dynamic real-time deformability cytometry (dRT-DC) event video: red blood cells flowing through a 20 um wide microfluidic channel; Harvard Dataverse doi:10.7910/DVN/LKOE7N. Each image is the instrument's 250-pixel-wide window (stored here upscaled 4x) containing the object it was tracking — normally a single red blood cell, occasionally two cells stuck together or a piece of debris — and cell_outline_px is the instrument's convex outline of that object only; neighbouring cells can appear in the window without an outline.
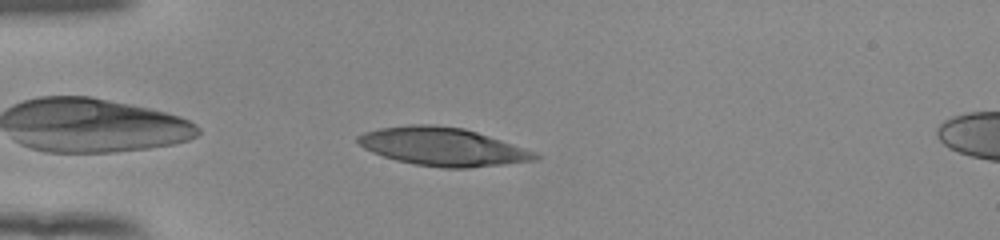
{"species": "human", "species_latin": "Homo sapiens", "temperature_condition": "room temperature", "stored_images_in_passage": 25, "camera_frame_rate_fps": 3000, "um_per_image_px": 0.085, "donor": {"sex": "female"}, "frame": {"image": 1, "passage_image": 3, "time_ms": 0.667, "image_size_px": [1000, 240], "cell_outline_px": [[540, 156], [536, 160], [504, 164], [468, 168], [440, 168], [416, 164], [396, 160], [372, 152], [364, 148], [356, 140], [356, 136], [364, 132], [380, 128], [408, 124], [432, 124], [464, 128], [536, 152]], "centroid_in_image_um": [37.59, 12.47], "position_along_channel_um": 47.4, "area_um2": 39.25}}
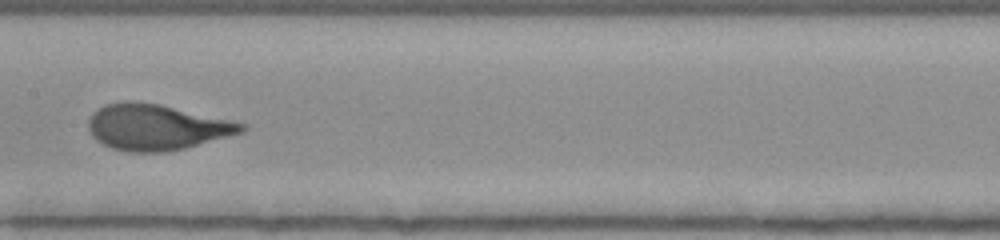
{"frame": {"image": 2, "passage_image": 16, "time_ms": 5.0, "image_size_px": [1000, 240], "cell_outline_px": [[248, 128], [244, 132], [184, 148], [164, 152], [128, 152], [112, 148], [96, 140], [92, 136], [88, 128], [88, 120], [92, 112], [104, 104], [120, 100], [128, 100], [160, 104], [232, 120], [248, 124]], "centroid_in_image_um": [13.29, 10.79], "position_along_channel_um": 194.1, "area_um2": 41.21}}
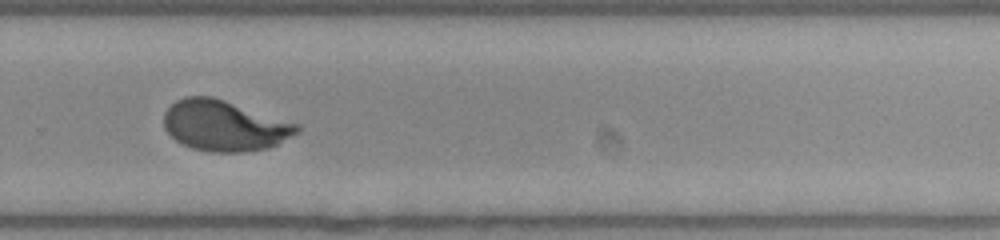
{"frame": {"image": 3, "passage_image": 25, "time_ms": 8.0, "image_size_px": [1000, 240], "cell_outline_px": [[300, 132], [268, 148], [244, 152], [208, 152], [192, 148], [180, 144], [164, 128], [164, 112], [176, 100], [184, 96], [212, 96], [300, 124]], "centroid_in_image_um": [19.07, 10.68], "position_along_channel_um": 310.7, "area_um2": 39.42}}